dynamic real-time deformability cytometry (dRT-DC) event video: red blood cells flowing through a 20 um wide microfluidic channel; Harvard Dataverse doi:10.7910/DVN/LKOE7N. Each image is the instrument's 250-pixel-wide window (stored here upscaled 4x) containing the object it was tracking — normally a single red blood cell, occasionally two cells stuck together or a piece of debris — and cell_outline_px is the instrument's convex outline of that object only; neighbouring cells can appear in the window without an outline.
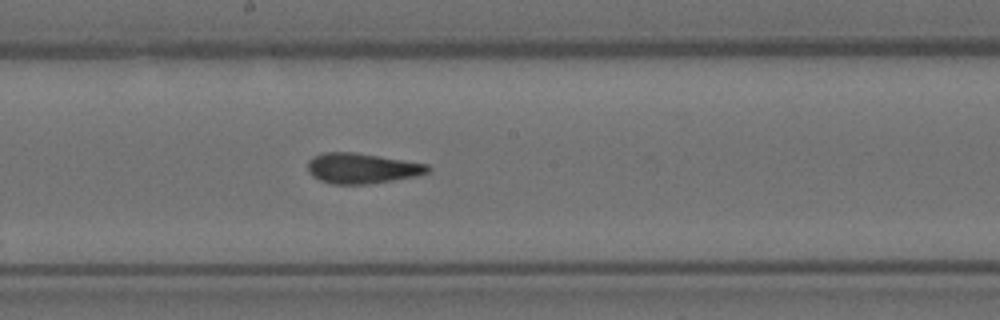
{"species": "Egyptian fruit bat (a non-hibernating species)", "species_latin": "Rousettus aegyptiacus", "temperature_condition": "room temperature", "stored_images_in_passage": 8, "camera_frame_rate_fps": 3000, "um_per_image_px": 0.085, "animal": {"sex": "female"}, "frame": {"image": 1, "passage_image": 8, "time_ms": 2.333, "image_size_px": [1000, 320], "cell_outline_px": [[432, 168], [428, 172], [416, 176], [368, 184], [332, 184], [320, 180], [312, 176], [308, 172], [308, 160], [312, 156], [324, 152], [356, 152], [428, 164]], "centroid_in_image_um": [30.74, 14.3], "position_along_channel_um": 217.5, "area_um2": 21.33}}